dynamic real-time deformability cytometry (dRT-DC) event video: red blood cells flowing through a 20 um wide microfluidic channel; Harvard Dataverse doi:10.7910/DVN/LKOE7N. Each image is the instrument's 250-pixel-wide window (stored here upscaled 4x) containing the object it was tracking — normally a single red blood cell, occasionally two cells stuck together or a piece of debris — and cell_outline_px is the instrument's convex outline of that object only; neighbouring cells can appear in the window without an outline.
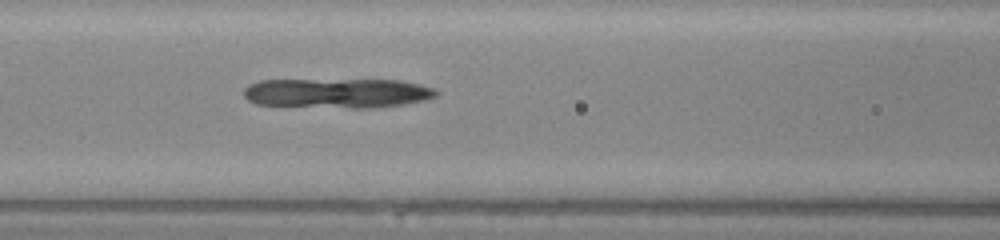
{"species": "common noctule bat (a hibernating species)", "species_latin": "Nyctalus noctula", "temperature_condition": "warm", "stored_images_in_passage": 34, "camera_frame_rate_fps": 3000, "um_per_image_px": 0.085, "animal": {"sex": "male", "body_mass_g": 20.0, "forearm_length_mm": 53.3}, "frame": {"image": 1, "passage_image": 6, "time_ms": 1.667, "image_size_px": [1000, 240], "cell_outline_px": [[440, 92], [436, 96], [424, 100], [400, 104], [372, 108], [352, 108], [256, 104], [248, 100], [244, 96], [244, 88], [248, 84], [260, 80], [396, 80], [420, 84], [436, 88]], "centroid_in_image_um": [28.67, 7.91], "position_along_channel_um": 137.9, "area_um2": 33.23}}